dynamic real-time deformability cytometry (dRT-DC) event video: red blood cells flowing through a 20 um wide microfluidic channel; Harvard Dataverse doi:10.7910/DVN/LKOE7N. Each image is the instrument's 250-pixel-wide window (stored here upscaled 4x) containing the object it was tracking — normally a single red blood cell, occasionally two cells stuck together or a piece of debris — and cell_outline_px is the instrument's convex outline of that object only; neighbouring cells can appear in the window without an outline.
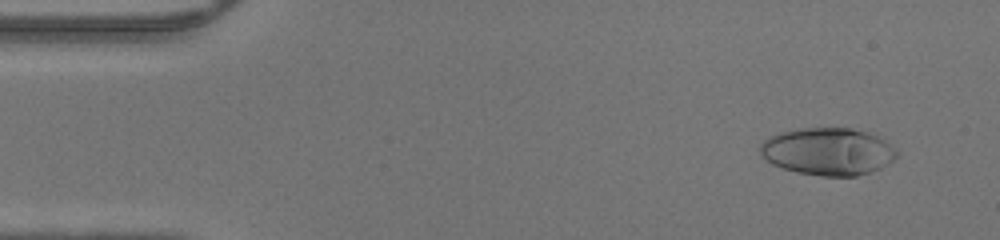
{"species": "human", "species_latin": "Homo sapiens", "temperature_condition": "warm", "stored_images_in_passage": 47, "camera_frame_rate_fps": 3000, "um_per_image_px": 0.085, "donor": {"sex": "male"}, "frame": {"image": 1, "passage_image": 4, "time_ms": 1.0, "image_size_px": [1000, 240], "cell_outline_px": [[896, 156], [888, 164], [880, 168], [856, 176], [820, 176], [796, 172], [772, 164], [764, 160], [760, 156], [760, 144], [768, 136], [780, 132], [800, 128], [852, 128], [868, 132], [884, 140], [896, 148]], "centroid_in_image_um": [70.33, 12.87], "position_along_channel_um": 14.7, "area_um2": 37.86}}
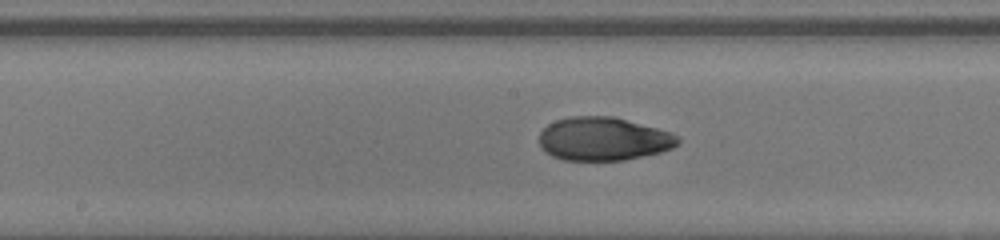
{"frame": {"image": 2, "passage_image": 24, "time_ms": 7.667, "image_size_px": [1000, 240], "cell_outline_px": [[680, 144], [672, 148], [660, 152], [624, 160], [564, 160], [552, 156], [540, 144], [540, 132], [548, 124], [556, 120], [572, 116], [612, 116], [672, 132], [680, 136]], "centroid_in_image_um": [51.33, 11.8], "position_along_channel_um": 196.9, "area_um2": 34.97}}
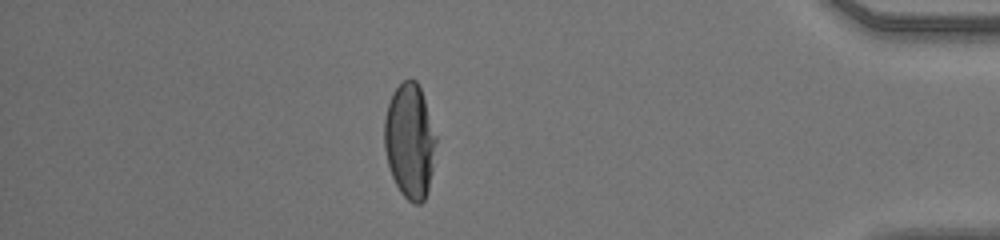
{"frame": {"image": 3, "passage_image": 41, "time_ms": 13.333, "image_size_px": [1000, 240], "cell_outline_px": [[436, 140], [432, 172], [428, 192], [424, 200], [420, 204], [412, 204], [400, 192], [392, 176], [388, 164], [384, 148], [384, 120], [388, 104], [392, 92], [404, 80], [416, 80], [420, 88], [436, 136]], "centroid_in_image_um": [34.82, 12.02], "position_along_channel_um": 400.4, "area_um2": 34.45}}